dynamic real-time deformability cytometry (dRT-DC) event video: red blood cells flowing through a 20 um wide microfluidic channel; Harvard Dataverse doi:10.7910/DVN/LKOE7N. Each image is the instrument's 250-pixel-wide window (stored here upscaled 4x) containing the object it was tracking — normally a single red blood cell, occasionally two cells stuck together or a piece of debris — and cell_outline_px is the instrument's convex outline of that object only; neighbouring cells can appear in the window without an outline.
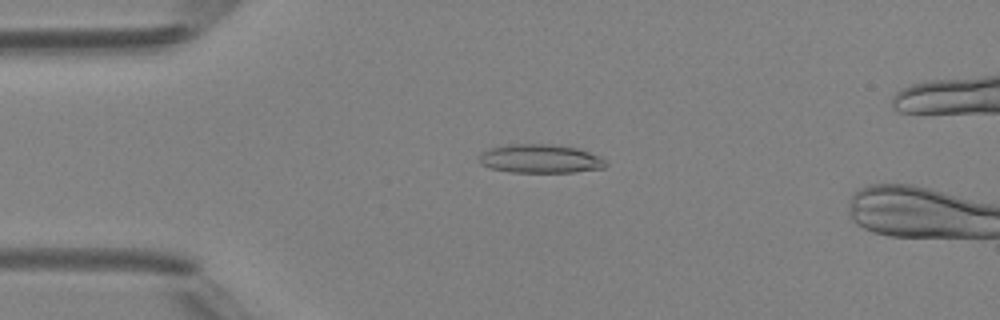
{"species": "Egyptian fruit bat (a non-hibernating species)", "species_latin": "Rousettus aegyptiacus", "temperature_condition": "room temperature", "stored_images_in_passage": 4, "camera_frame_rate_fps": 3000, "um_per_image_px": 0.085, "animal": {"sex": "female"}, "frame": {"image": 1, "passage_image": 3, "time_ms": 2.333, "image_size_px": [1000, 320], "cell_outline_px": [[608, 164], [604, 168], [572, 172], [512, 172], [488, 168], [480, 164], [476, 160], [480, 152], [488, 148], [508, 144], [552, 144], [576, 148], [600, 156]], "centroid_in_image_um": [45.84, 13.49], "position_along_channel_um": 39.2, "area_um2": 21.44}}